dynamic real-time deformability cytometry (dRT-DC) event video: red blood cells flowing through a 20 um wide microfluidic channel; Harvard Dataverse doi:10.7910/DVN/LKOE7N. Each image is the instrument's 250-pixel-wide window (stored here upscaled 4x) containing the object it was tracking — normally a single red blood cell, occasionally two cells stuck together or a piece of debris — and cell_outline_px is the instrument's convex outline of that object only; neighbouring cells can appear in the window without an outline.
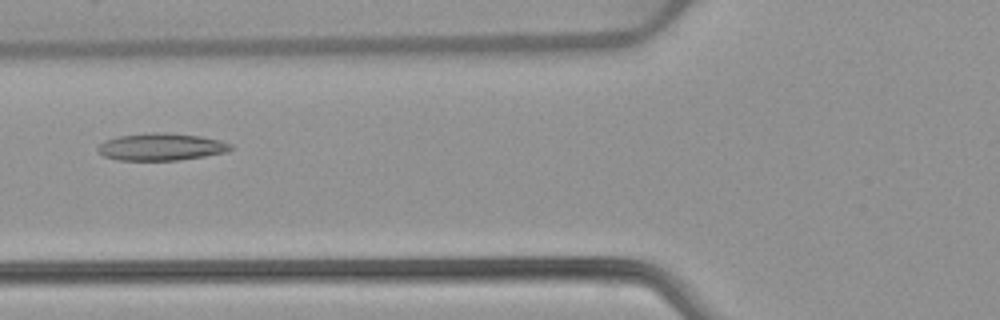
{"species": "common noctule bat (a hibernating species)", "species_latin": "Nyctalus noctula", "temperature_condition": "warm", "stored_images_in_passage": 40, "camera_frame_rate_fps": 3000, "um_per_image_px": 0.085, "animal": {"sex": "female", "body_mass_g": 22.7, "forearm_length_mm": 54.2}, "frame": {"image": 1, "passage_image": 8, "time_ms": 2.333, "image_size_px": [1000, 320], "cell_outline_px": [[236, 148], [224, 152], [204, 156], [180, 160], [116, 160], [104, 156], [96, 148], [104, 140], [120, 136], [152, 132], [164, 132], [200, 136], [220, 140], [232, 144]], "centroid_in_image_um": [13.72, 12.48], "position_along_channel_um": 112.1, "area_um2": 21.1}}
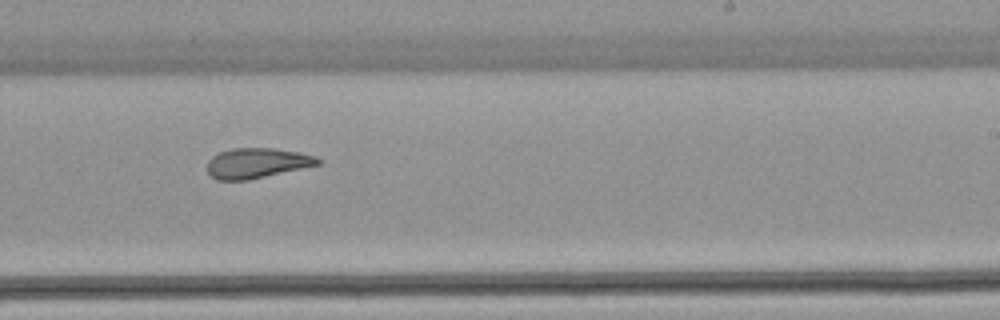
{"frame": {"image": 2, "passage_image": 20, "time_ms": 6.333, "image_size_px": [1000, 320], "cell_outline_px": [[320, 164], [248, 180], [216, 180], [208, 172], [208, 160], [212, 156], [220, 152], [232, 148], [276, 148], [300, 152], [316, 156], [320, 160]], "centroid_in_image_um": [21.83, 13.85], "position_along_channel_um": 267.2, "area_um2": 19.36}}
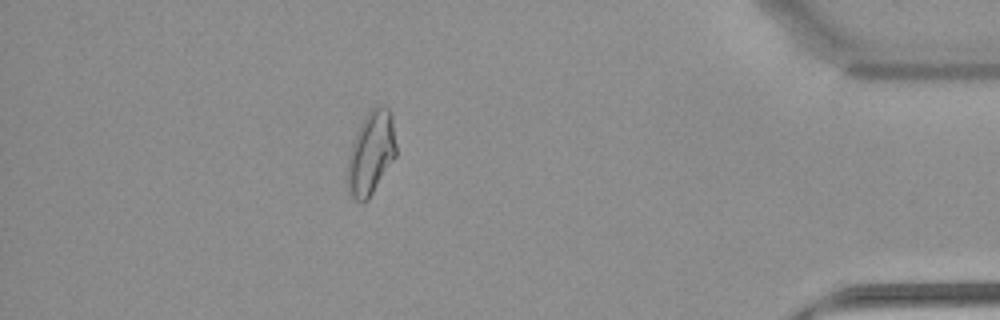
{"frame": {"image": 3, "passage_image": 34, "time_ms": 11.0, "image_size_px": [1000, 320], "cell_outline_px": [[396, 156], [368, 200], [364, 204], [360, 204], [352, 196], [348, 188], [348, 160], [352, 144], [356, 132], [364, 116], [376, 104], [384, 104], [392, 112], [396, 144]], "centroid_in_image_um": [31.56, 12.97], "position_along_channel_um": 403.6, "area_um2": 23.81}, "authors_computed_cell_mechanics": {"area_um2": 20.7213, "velocity_mm_per_s": 3.883, "shape_relaxation_time_tau1_ms": null, "shape_relaxation_time_tau2_ms": 4.3115, "deformation_change_tau1": null, "deformation_change_tau2": 0.1021}}